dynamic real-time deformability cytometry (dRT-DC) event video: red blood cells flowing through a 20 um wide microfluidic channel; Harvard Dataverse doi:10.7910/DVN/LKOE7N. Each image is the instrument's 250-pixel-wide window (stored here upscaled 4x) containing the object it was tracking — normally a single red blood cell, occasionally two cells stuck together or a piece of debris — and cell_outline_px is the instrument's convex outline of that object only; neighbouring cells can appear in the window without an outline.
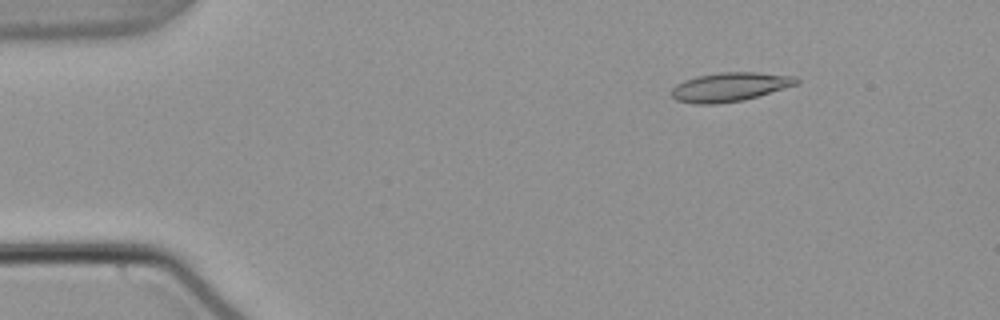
{"species": "common noctule bat (a hibernating species)", "species_latin": "Nyctalus noctula", "temperature_condition": "warm", "stored_images_in_passage": 54, "camera_frame_rate_fps": 3000, "um_per_image_px": 0.085, "animal": {"sex": "male", "body_mass_g": 21.5, "forearm_length_mm": 52.0}, "frame": {"image": 1, "passage_image": 8, "time_ms": 2.333, "image_size_px": [1000, 320], "cell_outline_px": [[800, 80], [796, 84], [784, 88], [744, 100], [716, 104], [692, 104], [676, 100], [672, 96], [672, 88], [676, 84], [684, 80], [696, 76], [720, 72], [756, 72], [796, 76]], "centroid_in_image_um": [62.01, 7.39], "position_along_channel_um": 23.0, "area_um2": 21.1}}
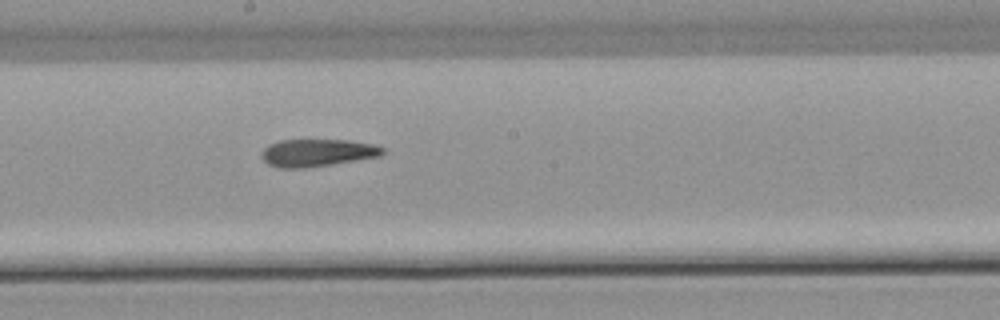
{"frame": {"image": 2, "passage_image": 30, "time_ms": 9.667, "image_size_px": [1000, 320], "cell_outline_px": [[384, 152], [380, 156], [332, 164], [304, 168], [280, 168], [268, 164], [260, 156], [260, 152], [268, 144], [280, 140], [348, 140], [376, 144], [384, 148]], "centroid_in_image_um": [26.95, 12.98], "position_along_channel_um": 221.3, "area_um2": 19.48}}
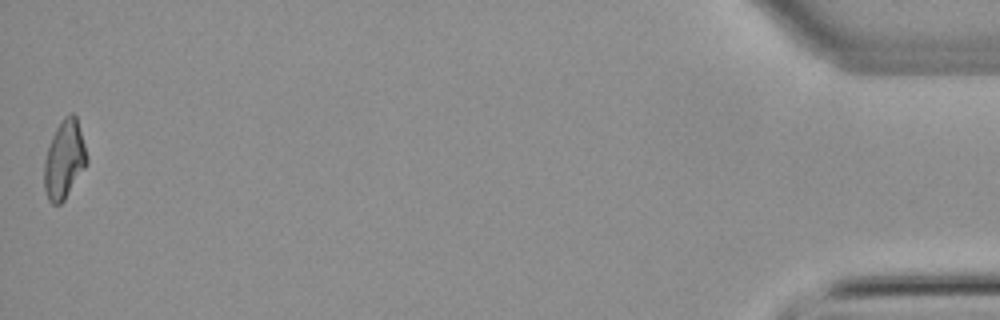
{"frame": {"image": 3, "passage_image": 54, "time_ms": 17.667, "image_size_px": [1000, 320], "cell_outline_px": [[88, 164], [64, 200], [60, 204], [52, 204], [48, 200], [44, 188], [44, 160], [52, 136], [56, 128], [64, 116], [68, 112], [72, 112], [76, 116], [88, 156]], "centroid_in_image_um": [5.47, 13.56], "position_along_channel_um": 429.7, "area_um2": 19.59}, "authors_computed_cell_mechanics": {"area_um2": 19.941, "velocity_mm_per_s": 3.8156, "shape_relaxation_time_tau1_ms": null, "shape_relaxation_time_tau2_ms": 8.8846, "deformation_change_tau1": null, "deformation_change_tau2": 0.2136}}